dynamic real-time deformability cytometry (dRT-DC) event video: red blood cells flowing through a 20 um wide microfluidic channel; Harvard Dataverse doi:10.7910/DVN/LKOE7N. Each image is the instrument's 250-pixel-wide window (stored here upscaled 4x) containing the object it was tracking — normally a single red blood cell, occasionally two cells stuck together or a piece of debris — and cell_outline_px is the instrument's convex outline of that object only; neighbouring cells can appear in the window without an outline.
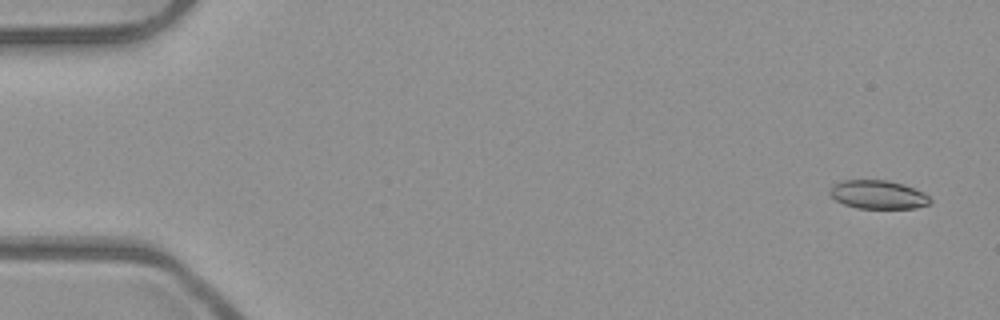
{"species": "common noctule bat (a hibernating species)", "species_latin": "Nyctalus noctula", "temperature_condition": "room temperature", "stored_images_in_passage": 4, "camera_frame_rate_fps": 3000, "um_per_image_px": 0.085, "animal": {"sex": "male", "body_mass_g": 23.1, "forearm_length_mm": 52.7}, "frame": {"image": 1, "passage_image": 1, "time_ms": 0.0, "image_size_px": [1000, 320], "cell_outline_px": [[932, 200], [928, 204], [916, 208], [856, 208], [844, 204], [836, 200], [828, 192], [832, 184], [844, 180], [888, 180], [904, 184], [924, 192]], "centroid_in_image_um": [74.63, 16.53], "position_along_channel_um": 10.4, "area_um2": 16.76}}
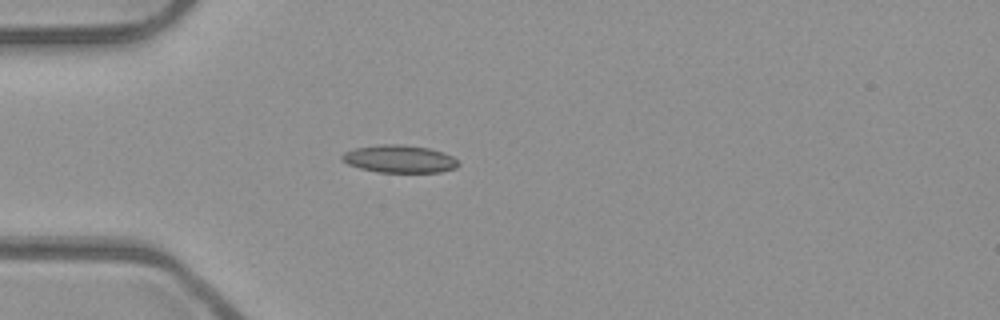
{"frame": {"image": 2, "passage_image": 4, "time_ms": 1.0, "image_size_px": [1000, 320], "cell_outline_px": [[460, 164], [456, 168], [440, 172], [376, 172], [360, 168], [348, 164], [340, 156], [344, 152], [356, 148], [380, 144], [400, 144], [428, 148], [444, 152], [452, 156]], "centroid_in_image_um": [33.96, 13.51], "position_along_channel_um": 51.0, "area_um2": 18.67}}